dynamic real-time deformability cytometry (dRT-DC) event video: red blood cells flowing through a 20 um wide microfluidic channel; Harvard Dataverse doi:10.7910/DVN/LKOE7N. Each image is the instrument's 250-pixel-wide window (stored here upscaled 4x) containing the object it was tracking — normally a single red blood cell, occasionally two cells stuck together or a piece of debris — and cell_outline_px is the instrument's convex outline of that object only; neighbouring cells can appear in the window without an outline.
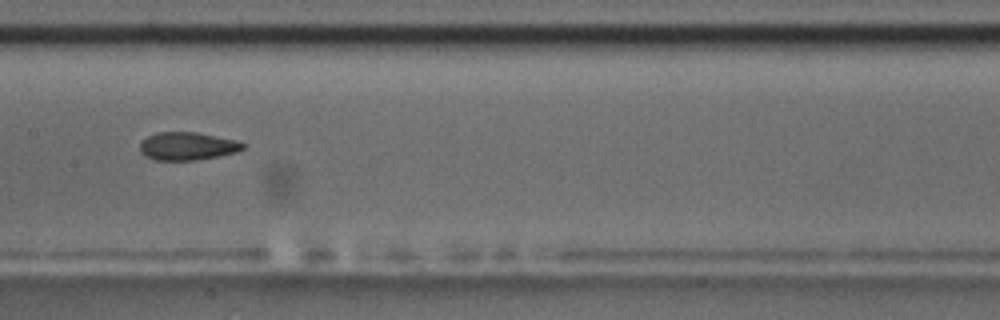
{"species": "common noctule bat (a hibernating species)", "species_latin": "Nyctalus noctula", "temperature_condition": "room temperature", "stored_images_in_passage": 9, "camera_frame_rate_fps": 3000, "um_per_image_px": 0.085, "animal": {"sex": "male", "body_mass_g": 17.5, "forearm_length_mm": 52.3}, "frame": {"image": 1, "passage_image": 9, "time_ms": 9.333, "image_size_px": [1000, 320], "cell_outline_px": [[248, 144], [244, 148], [236, 152], [196, 160], [156, 160], [144, 156], [140, 152], [140, 140], [148, 136], [160, 132], [196, 132], [240, 140]], "centroid_in_image_um": [15.95, 12.41], "position_along_channel_um": 191.5, "area_um2": 16.99}}